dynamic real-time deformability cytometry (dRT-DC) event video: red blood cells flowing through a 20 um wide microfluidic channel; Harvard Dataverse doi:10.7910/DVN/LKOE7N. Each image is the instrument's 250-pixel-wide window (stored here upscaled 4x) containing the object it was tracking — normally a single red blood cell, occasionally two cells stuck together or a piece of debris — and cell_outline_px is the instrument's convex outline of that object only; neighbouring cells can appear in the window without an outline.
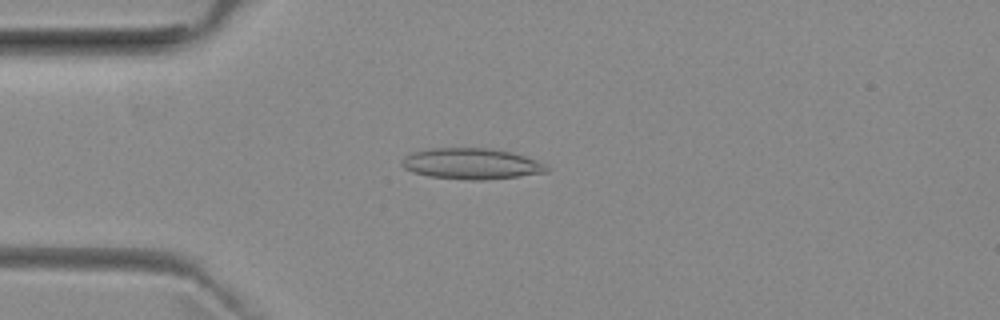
{"species": "common noctule bat (a hibernating species)", "species_latin": "Nyctalus noctula", "temperature_condition": "room temperature", "stored_images_in_passage": 51, "camera_frame_rate_fps": 3000, "um_per_image_px": 0.085, "animal": {"sex": "female", "body_mass_g": 29.2, "forearm_length_mm": 56.3}, "frame": {"image": 1, "passage_image": 13, "time_ms": 4.0, "image_size_px": [1000, 320], "cell_outline_px": [[548, 172], [520, 176], [484, 180], [468, 180], [428, 176], [412, 172], [404, 168], [400, 164], [400, 160], [404, 156], [412, 152], [428, 148], [488, 148], [508, 152], [524, 156], [536, 160], [544, 164], [548, 168]], "centroid_in_image_um": [40.0, 13.92], "position_along_channel_um": 45.0, "area_um2": 26.18}}
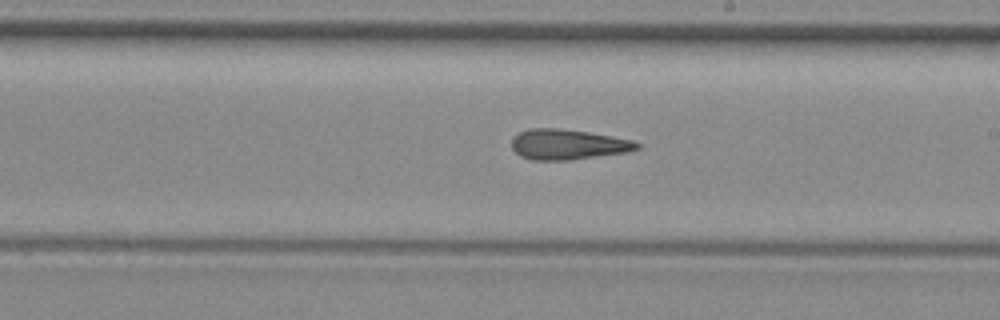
{"frame": {"image": 2, "passage_image": 29, "time_ms": 9.333, "image_size_px": [1000, 320], "cell_outline_px": [[640, 148], [628, 152], [568, 160], [532, 160], [520, 156], [512, 148], [512, 136], [528, 128], [560, 128], [588, 132], [612, 136], [632, 140], [640, 144]], "centroid_in_image_um": [48.25, 12.27], "position_along_channel_um": 240.8, "area_um2": 22.2}}
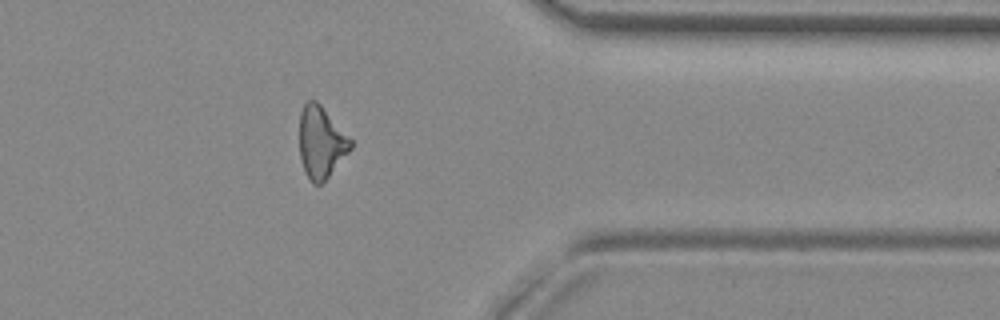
{"frame": {"image": 3, "passage_image": 41, "time_ms": 13.333, "image_size_px": [1000, 320], "cell_outline_px": [[352, 148], [328, 176], [320, 184], [312, 184], [304, 172], [300, 160], [300, 112], [304, 104], [308, 100], [316, 100], [320, 104], [352, 140]], "centroid_in_image_um": [27.27, 12.1], "position_along_channel_um": 384.1, "area_um2": 21.21}, "authors_computed_cell_mechanics": {"area_um2": 22.1952, "velocity_mm_per_s": 3.9869, "shape_relaxation_time_tau1_ms": null, "shape_relaxation_time_tau2_ms": 4.3011, "deformation_change_tau1": null, "deformation_change_tau2": 0.1613}}